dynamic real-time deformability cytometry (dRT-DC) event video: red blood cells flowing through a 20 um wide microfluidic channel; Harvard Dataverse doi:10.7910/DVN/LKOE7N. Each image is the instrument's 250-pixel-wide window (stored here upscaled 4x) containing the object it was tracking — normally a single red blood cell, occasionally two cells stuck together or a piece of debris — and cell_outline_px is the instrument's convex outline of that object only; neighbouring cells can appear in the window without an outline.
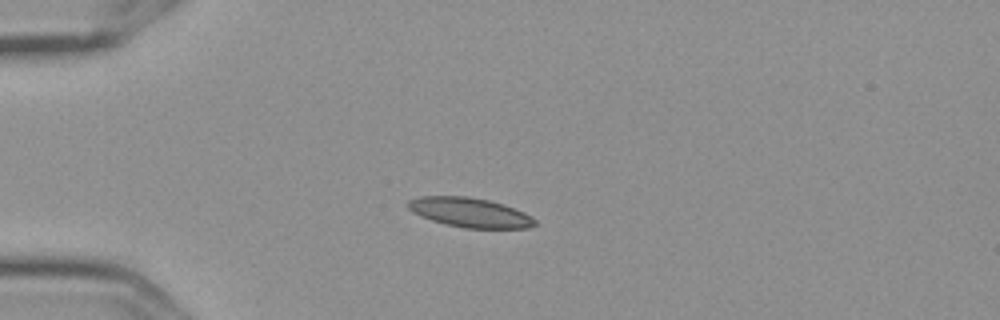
{"species": "Egyptian fruit bat (a non-hibernating species)", "species_latin": "Rousettus aegyptiacus", "temperature_condition": "cold", "stored_images_in_passage": 7, "camera_frame_rate_fps": 3000, "um_per_image_px": 0.085, "frame": {"image": 1, "passage_image": 4, "time_ms": 1.0, "image_size_px": [1000, 320], "cell_outline_px": [[536, 224], [528, 228], [464, 228], [444, 224], [420, 216], [412, 212], [408, 208], [408, 200], [420, 196], [468, 196], [488, 200], [504, 204], [524, 212], [536, 220]], "centroid_in_image_um": [39.92, 18.06], "position_along_channel_um": 45.1, "area_um2": 21.85}}
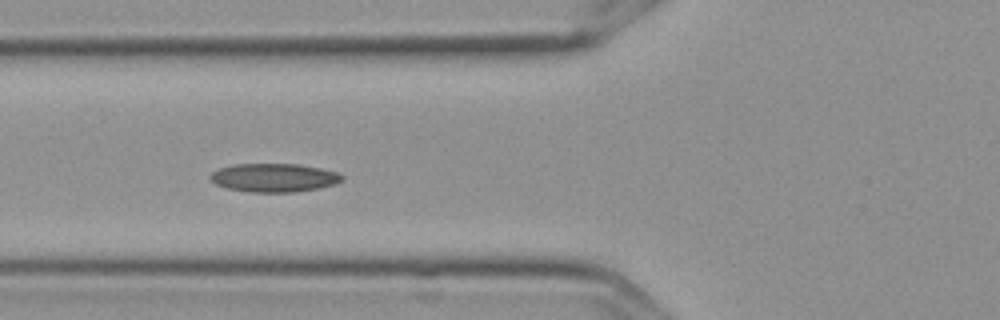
{"frame": {"image": 2, "passage_image": 6, "time_ms": 1.667, "image_size_px": [1000, 320], "cell_outline_px": [[344, 180], [336, 184], [320, 188], [292, 192], [248, 192], [228, 188], [216, 184], [208, 176], [212, 172], [220, 168], [232, 164], [296, 164], [320, 168], [336, 172], [344, 176]], "centroid_in_image_um": [23.3, 15.1], "position_along_channel_um": 102.5, "area_um2": 21.91}}
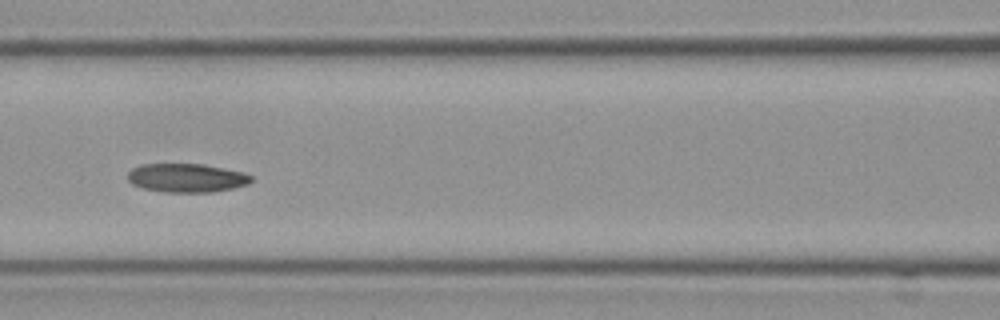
{"frame": {"image": 3, "passage_image": 7, "time_ms": 2.0, "image_size_px": [1000, 320], "cell_outline_px": [[252, 180], [248, 184], [232, 188], [212, 192], [164, 192], [144, 188], [132, 184], [128, 180], [128, 172], [132, 168], [140, 164], [204, 164], [244, 172], [252, 176]], "centroid_in_image_um": [15.86, 15.11], "position_along_channel_um": 150.7, "area_um2": 20.69}}